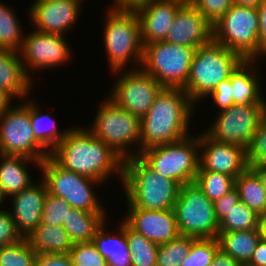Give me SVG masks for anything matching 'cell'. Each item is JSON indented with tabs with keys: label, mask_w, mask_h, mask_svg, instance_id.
<instances>
[{
	"label": "cell",
	"mask_w": 266,
	"mask_h": 266,
	"mask_svg": "<svg viewBox=\"0 0 266 266\" xmlns=\"http://www.w3.org/2000/svg\"><path fill=\"white\" fill-rule=\"evenodd\" d=\"M50 156L63 168L102 183L112 172L123 180L124 160L84 128H69Z\"/></svg>",
	"instance_id": "1"
},
{
	"label": "cell",
	"mask_w": 266,
	"mask_h": 266,
	"mask_svg": "<svg viewBox=\"0 0 266 266\" xmlns=\"http://www.w3.org/2000/svg\"><path fill=\"white\" fill-rule=\"evenodd\" d=\"M194 104L182 88H163L141 119L143 150L179 141L188 136Z\"/></svg>",
	"instance_id": "2"
},
{
	"label": "cell",
	"mask_w": 266,
	"mask_h": 266,
	"mask_svg": "<svg viewBox=\"0 0 266 266\" xmlns=\"http://www.w3.org/2000/svg\"><path fill=\"white\" fill-rule=\"evenodd\" d=\"M123 186L127 208L173 209L181 184L156 173L140 156L123 163Z\"/></svg>",
	"instance_id": "3"
},
{
	"label": "cell",
	"mask_w": 266,
	"mask_h": 266,
	"mask_svg": "<svg viewBox=\"0 0 266 266\" xmlns=\"http://www.w3.org/2000/svg\"><path fill=\"white\" fill-rule=\"evenodd\" d=\"M243 61L238 53L211 40L196 49L188 81L182 89L195 105L198 99L208 98L218 84L230 78Z\"/></svg>",
	"instance_id": "4"
},
{
	"label": "cell",
	"mask_w": 266,
	"mask_h": 266,
	"mask_svg": "<svg viewBox=\"0 0 266 266\" xmlns=\"http://www.w3.org/2000/svg\"><path fill=\"white\" fill-rule=\"evenodd\" d=\"M105 20L104 45L111 70L120 72L130 60L141 67L144 46L134 9L110 8Z\"/></svg>",
	"instance_id": "5"
},
{
	"label": "cell",
	"mask_w": 266,
	"mask_h": 266,
	"mask_svg": "<svg viewBox=\"0 0 266 266\" xmlns=\"http://www.w3.org/2000/svg\"><path fill=\"white\" fill-rule=\"evenodd\" d=\"M258 32L257 8L233 4L212 26V40L238 53L244 60H255L266 56L260 47Z\"/></svg>",
	"instance_id": "6"
},
{
	"label": "cell",
	"mask_w": 266,
	"mask_h": 266,
	"mask_svg": "<svg viewBox=\"0 0 266 266\" xmlns=\"http://www.w3.org/2000/svg\"><path fill=\"white\" fill-rule=\"evenodd\" d=\"M103 102L88 130L123 160L139 156L141 119L126 109L120 108L109 97ZM134 143L138 144V149H136L138 151H131V153L128 147Z\"/></svg>",
	"instance_id": "7"
},
{
	"label": "cell",
	"mask_w": 266,
	"mask_h": 266,
	"mask_svg": "<svg viewBox=\"0 0 266 266\" xmlns=\"http://www.w3.org/2000/svg\"><path fill=\"white\" fill-rule=\"evenodd\" d=\"M199 134L145 149L139 155L156 173L181 185L195 182L199 169Z\"/></svg>",
	"instance_id": "8"
},
{
	"label": "cell",
	"mask_w": 266,
	"mask_h": 266,
	"mask_svg": "<svg viewBox=\"0 0 266 266\" xmlns=\"http://www.w3.org/2000/svg\"><path fill=\"white\" fill-rule=\"evenodd\" d=\"M196 48L169 42L145 44L141 69L164 88H183Z\"/></svg>",
	"instance_id": "9"
},
{
	"label": "cell",
	"mask_w": 266,
	"mask_h": 266,
	"mask_svg": "<svg viewBox=\"0 0 266 266\" xmlns=\"http://www.w3.org/2000/svg\"><path fill=\"white\" fill-rule=\"evenodd\" d=\"M39 169L48 193L65 199L75 209L106 212L93 191L94 184L102 182L63 168L50 155L40 163Z\"/></svg>",
	"instance_id": "10"
},
{
	"label": "cell",
	"mask_w": 266,
	"mask_h": 266,
	"mask_svg": "<svg viewBox=\"0 0 266 266\" xmlns=\"http://www.w3.org/2000/svg\"><path fill=\"white\" fill-rule=\"evenodd\" d=\"M180 235L194 238H217L219 222L214 203L193 182L181 186L173 207Z\"/></svg>",
	"instance_id": "11"
},
{
	"label": "cell",
	"mask_w": 266,
	"mask_h": 266,
	"mask_svg": "<svg viewBox=\"0 0 266 266\" xmlns=\"http://www.w3.org/2000/svg\"><path fill=\"white\" fill-rule=\"evenodd\" d=\"M25 102L11 106L0 116V154L23 156L41 163L50 153L34 138L30 102Z\"/></svg>",
	"instance_id": "12"
},
{
	"label": "cell",
	"mask_w": 266,
	"mask_h": 266,
	"mask_svg": "<svg viewBox=\"0 0 266 266\" xmlns=\"http://www.w3.org/2000/svg\"><path fill=\"white\" fill-rule=\"evenodd\" d=\"M266 104H234L218 112L205 133L212 139L247 147L257 132Z\"/></svg>",
	"instance_id": "13"
},
{
	"label": "cell",
	"mask_w": 266,
	"mask_h": 266,
	"mask_svg": "<svg viewBox=\"0 0 266 266\" xmlns=\"http://www.w3.org/2000/svg\"><path fill=\"white\" fill-rule=\"evenodd\" d=\"M135 68H130L123 74L122 71L118 73L122 76L116 79L109 98L120 108L142 119L164 87L142 69Z\"/></svg>",
	"instance_id": "14"
},
{
	"label": "cell",
	"mask_w": 266,
	"mask_h": 266,
	"mask_svg": "<svg viewBox=\"0 0 266 266\" xmlns=\"http://www.w3.org/2000/svg\"><path fill=\"white\" fill-rule=\"evenodd\" d=\"M63 35L35 30L24 36L20 59L29 75L32 69H49L62 65L71 57V49ZM62 63V64H61ZM27 65V66H26Z\"/></svg>",
	"instance_id": "15"
},
{
	"label": "cell",
	"mask_w": 266,
	"mask_h": 266,
	"mask_svg": "<svg viewBox=\"0 0 266 266\" xmlns=\"http://www.w3.org/2000/svg\"><path fill=\"white\" fill-rule=\"evenodd\" d=\"M200 148L198 171L223 173L236 179L248 168L244 147L216 141L202 132L199 134Z\"/></svg>",
	"instance_id": "16"
},
{
	"label": "cell",
	"mask_w": 266,
	"mask_h": 266,
	"mask_svg": "<svg viewBox=\"0 0 266 266\" xmlns=\"http://www.w3.org/2000/svg\"><path fill=\"white\" fill-rule=\"evenodd\" d=\"M83 0H36L29 9L36 30L65 35L76 25Z\"/></svg>",
	"instance_id": "17"
},
{
	"label": "cell",
	"mask_w": 266,
	"mask_h": 266,
	"mask_svg": "<svg viewBox=\"0 0 266 266\" xmlns=\"http://www.w3.org/2000/svg\"><path fill=\"white\" fill-rule=\"evenodd\" d=\"M212 40V26L192 3H183L176 12L164 42L199 48Z\"/></svg>",
	"instance_id": "18"
},
{
	"label": "cell",
	"mask_w": 266,
	"mask_h": 266,
	"mask_svg": "<svg viewBox=\"0 0 266 266\" xmlns=\"http://www.w3.org/2000/svg\"><path fill=\"white\" fill-rule=\"evenodd\" d=\"M182 4L178 0H147L134 8L140 21L143 46L165 41L174 16Z\"/></svg>",
	"instance_id": "19"
},
{
	"label": "cell",
	"mask_w": 266,
	"mask_h": 266,
	"mask_svg": "<svg viewBox=\"0 0 266 266\" xmlns=\"http://www.w3.org/2000/svg\"><path fill=\"white\" fill-rule=\"evenodd\" d=\"M123 219L133 230L157 244L168 243L180 235L173 209L146 210L127 208Z\"/></svg>",
	"instance_id": "20"
},
{
	"label": "cell",
	"mask_w": 266,
	"mask_h": 266,
	"mask_svg": "<svg viewBox=\"0 0 266 266\" xmlns=\"http://www.w3.org/2000/svg\"><path fill=\"white\" fill-rule=\"evenodd\" d=\"M41 182V183H40ZM33 183L20 193L11 195L13 198L11 216L18 233L28 237L41 223L44 201L48 194L43 180Z\"/></svg>",
	"instance_id": "21"
},
{
	"label": "cell",
	"mask_w": 266,
	"mask_h": 266,
	"mask_svg": "<svg viewBox=\"0 0 266 266\" xmlns=\"http://www.w3.org/2000/svg\"><path fill=\"white\" fill-rule=\"evenodd\" d=\"M19 56V52L0 48V89L21 99L29 94L33 82Z\"/></svg>",
	"instance_id": "22"
},
{
	"label": "cell",
	"mask_w": 266,
	"mask_h": 266,
	"mask_svg": "<svg viewBox=\"0 0 266 266\" xmlns=\"http://www.w3.org/2000/svg\"><path fill=\"white\" fill-rule=\"evenodd\" d=\"M0 189L7 198L20 193L33 182L26 168L27 163H34L38 167L40 162L23 156L0 154ZM8 195V196H7Z\"/></svg>",
	"instance_id": "23"
},
{
	"label": "cell",
	"mask_w": 266,
	"mask_h": 266,
	"mask_svg": "<svg viewBox=\"0 0 266 266\" xmlns=\"http://www.w3.org/2000/svg\"><path fill=\"white\" fill-rule=\"evenodd\" d=\"M255 61L244 60L230 75L231 95L234 104H266L259 87L260 81L258 82L259 79L253 66Z\"/></svg>",
	"instance_id": "24"
},
{
	"label": "cell",
	"mask_w": 266,
	"mask_h": 266,
	"mask_svg": "<svg viewBox=\"0 0 266 266\" xmlns=\"http://www.w3.org/2000/svg\"><path fill=\"white\" fill-rule=\"evenodd\" d=\"M105 224L106 222L98 229L92 242L102 257L106 258L109 266H131V252L126 238V222L121 221L119 236H115V233L109 234L105 230Z\"/></svg>",
	"instance_id": "25"
},
{
	"label": "cell",
	"mask_w": 266,
	"mask_h": 266,
	"mask_svg": "<svg viewBox=\"0 0 266 266\" xmlns=\"http://www.w3.org/2000/svg\"><path fill=\"white\" fill-rule=\"evenodd\" d=\"M37 254L69 253L73 242L63 226L40 224L26 237Z\"/></svg>",
	"instance_id": "26"
},
{
	"label": "cell",
	"mask_w": 266,
	"mask_h": 266,
	"mask_svg": "<svg viewBox=\"0 0 266 266\" xmlns=\"http://www.w3.org/2000/svg\"><path fill=\"white\" fill-rule=\"evenodd\" d=\"M106 222V213L87 212L81 209L70 208L63 227L70 236L73 244L90 242L98 229Z\"/></svg>",
	"instance_id": "27"
},
{
	"label": "cell",
	"mask_w": 266,
	"mask_h": 266,
	"mask_svg": "<svg viewBox=\"0 0 266 266\" xmlns=\"http://www.w3.org/2000/svg\"><path fill=\"white\" fill-rule=\"evenodd\" d=\"M219 248L246 266L260 242L257 229L218 233Z\"/></svg>",
	"instance_id": "28"
},
{
	"label": "cell",
	"mask_w": 266,
	"mask_h": 266,
	"mask_svg": "<svg viewBox=\"0 0 266 266\" xmlns=\"http://www.w3.org/2000/svg\"><path fill=\"white\" fill-rule=\"evenodd\" d=\"M235 188L240 201L258 214L266 213V189L262 175L253 168H247L235 179Z\"/></svg>",
	"instance_id": "29"
},
{
	"label": "cell",
	"mask_w": 266,
	"mask_h": 266,
	"mask_svg": "<svg viewBox=\"0 0 266 266\" xmlns=\"http://www.w3.org/2000/svg\"><path fill=\"white\" fill-rule=\"evenodd\" d=\"M51 120V123H50ZM30 121L33 128L34 138L51 153L64 139L69 129L59 131L51 116L41 113L40 108L30 101ZM49 121V122H48Z\"/></svg>",
	"instance_id": "30"
},
{
	"label": "cell",
	"mask_w": 266,
	"mask_h": 266,
	"mask_svg": "<svg viewBox=\"0 0 266 266\" xmlns=\"http://www.w3.org/2000/svg\"><path fill=\"white\" fill-rule=\"evenodd\" d=\"M126 238L131 252V266H156L158 244L146 239L126 223Z\"/></svg>",
	"instance_id": "31"
},
{
	"label": "cell",
	"mask_w": 266,
	"mask_h": 266,
	"mask_svg": "<svg viewBox=\"0 0 266 266\" xmlns=\"http://www.w3.org/2000/svg\"><path fill=\"white\" fill-rule=\"evenodd\" d=\"M16 14L4 3H0V48L19 52L24 34Z\"/></svg>",
	"instance_id": "32"
},
{
	"label": "cell",
	"mask_w": 266,
	"mask_h": 266,
	"mask_svg": "<svg viewBox=\"0 0 266 266\" xmlns=\"http://www.w3.org/2000/svg\"><path fill=\"white\" fill-rule=\"evenodd\" d=\"M259 214L239 201L226 211L219 222V233L257 229Z\"/></svg>",
	"instance_id": "33"
},
{
	"label": "cell",
	"mask_w": 266,
	"mask_h": 266,
	"mask_svg": "<svg viewBox=\"0 0 266 266\" xmlns=\"http://www.w3.org/2000/svg\"><path fill=\"white\" fill-rule=\"evenodd\" d=\"M194 183L214 203L235 187V178L218 172L198 171Z\"/></svg>",
	"instance_id": "34"
},
{
	"label": "cell",
	"mask_w": 266,
	"mask_h": 266,
	"mask_svg": "<svg viewBox=\"0 0 266 266\" xmlns=\"http://www.w3.org/2000/svg\"><path fill=\"white\" fill-rule=\"evenodd\" d=\"M196 239L179 235L168 243L158 244L156 266H181Z\"/></svg>",
	"instance_id": "35"
},
{
	"label": "cell",
	"mask_w": 266,
	"mask_h": 266,
	"mask_svg": "<svg viewBox=\"0 0 266 266\" xmlns=\"http://www.w3.org/2000/svg\"><path fill=\"white\" fill-rule=\"evenodd\" d=\"M37 253L27 238L0 248V266H34Z\"/></svg>",
	"instance_id": "36"
},
{
	"label": "cell",
	"mask_w": 266,
	"mask_h": 266,
	"mask_svg": "<svg viewBox=\"0 0 266 266\" xmlns=\"http://www.w3.org/2000/svg\"><path fill=\"white\" fill-rule=\"evenodd\" d=\"M218 249L217 238L196 239L181 266H210Z\"/></svg>",
	"instance_id": "37"
},
{
	"label": "cell",
	"mask_w": 266,
	"mask_h": 266,
	"mask_svg": "<svg viewBox=\"0 0 266 266\" xmlns=\"http://www.w3.org/2000/svg\"><path fill=\"white\" fill-rule=\"evenodd\" d=\"M246 152L249 168L266 167V111L262 114L257 132Z\"/></svg>",
	"instance_id": "38"
},
{
	"label": "cell",
	"mask_w": 266,
	"mask_h": 266,
	"mask_svg": "<svg viewBox=\"0 0 266 266\" xmlns=\"http://www.w3.org/2000/svg\"><path fill=\"white\" fill-rule=\"evenodd\" d=\"M69 255L73 266H109L92 241L73 244Z\"/></svg>",
	"instance_id": "39"
},
{
	"label": "cell",
	"mask_w": 266,
	"mask_h": 266,
	"mask_svg": "<svg viewBox=\"0 0 266 266\" xmlns=\"http://www.w3.org/2000/svg\"><path fill=\"white\" fill-rule=\"evenodd\" d=\"M70 208L71 206L65 199L48 193L44 201L40 224L62 226L63 223H66V217Z\"/></svg>",
	"instance_id": "40"
},
{
	"label": "cell",
	"mask_w": 266,
	"mask_h": 266,
	"mask_svg": "<svg viewBox=\"0 0 266 266\" xmlns=\"http://www.w3.org/2000/svg\"><path fill=\"white\" fill-rule=\"evenodd\" d=\"M192 4L213 26L233 5V0H193Z\"/></svg>",
	"instance_id": "41"
},
{
	"label": "cell",
	"mask_w": 266,
	"mask_h": 266,
	"mask_svg": "<svg viewBox=\"0 0 266 266\" xmlns=\"http://www.w3.org/2000/svg\"><path fill=\"white\" fill-rule=\"evenodd\" d=\"M22 238L16 229L11 211L0 209V248L17 243Z\"/></svg>",
	"instance_id": "42"
},
{
	"label": "cell",
	"mask_w": 266,
	"mask_h": 266,
	"mask_svg": "<svg viewBox=\"0 0 266 266\" xmlns=\"http://www.w3.org/2000/svg\"><path fill=\"white\" fill-rule=\"evenodd\" d=\"M231 89L232 86L230 78H228L218 84L214 91L208 96L212 97L214 103L219 107L220 111L234 105Z\"/></svg>",
	"instance_id": "43"
},
{
	"label": "cell",
	"mask_w": 266,
	"mask_h": 266,
	"mask_svg": "<svg viewBox=\"0 0 266 266\" xmlns=\"http://www.w3.org/2000/svg\"><path fill=\"white\" fill-rule=\"evenodd\" d=\"M240 201L237 189L234 187L224 196L219 198L214 202V210L217 221L220 222L225 216L226 211L231 207L236 205Z\"/></svg>",
	"instance_id": "44"
},
{
	"label": "cell",
	"mask_w": 266,
	"mask_h": 266,
	"mask_svg": "<svg viewBox=\"0 0 266 266\" xmlns=\"http://www.w3.org/2000/svg\"><path fill=\"white\" fill-rule=\"evenodd\" d=\"M34 266H73L69 253L37 254Z\"/></svg>",
	"instance_id": "45"
},
{
	"label": "cell",
	"mask_w": 266,
	"mask_h": 266,
	"mask_svg": "<svg viewBox=\"0 0 266 266\" xmlns=\"http://www.w3.org/2000/svg\"><path fill=\"white\" fill-rule=\"evenodd\" d=\"M259 17L258 38L261 49L266 53V0L257 7Z\"/></svg>",
	"instance_id": "46"
},
{
	"label": "cell",
	"mask_w": 266,
	"mask_h": 266,
	"mask_svg": "<svg viewBox=\"0 0 266 266\" xmlns=\"http://www.w3.org/2000/svg\"><path fill=\"white\" fill-rule=\"evenodd\" d=\"M210 266H243V265L219 248L216 251L212 264Z\"/></svg>",
	"instance_id": "47"
},
{
	"label": "cell",
	"mask_w": 266,
	"mask_h": 266,
	"mask_svg": "<svg viewBox=\"0 0 266 266\" xmlns=\"http://www.w3.org/2000/svg\"><path fill=\"white\" fill-rule=\"evenodd\" d=\"M246 266H266V243L260 241Z\"/></svg>",
	"instance_id": "48"
},
{
	"label": "cell",
	"mask_w": 266,
	"mask_h": 266,
	"mask_svg": "<svg viewBox=\"0 0 266 266\" xmlns=\"http://www.w3.org/2000/svg\"><path fill=\"white\" fill-rule=\"evenodd\" d=\"M114 5L111 8L115 9H134L140 4L145 3L147 0H113Z\"/></svg>",
	"instance_id": "49"
},
{
	"label": "cell",
	"mask_w": 266,
	"mask_h": 266,
	"mask_svg": "<svg viewBox=\"0 0 266 266\" xmlns=\"http://www.w3.org/2000/svg\"><path fill=\"white\" fill-rule=\"evenodd\" d=\"M12 98L13 97L5 90L0 89V116L11 107L12 104H10V102L12 101Z\"/></svg>",
	"instance_id": "50"
},
{
	"label": "cell",
	"mask_w": 266,
	"mask_h": 266,
	"mask_svg": "<svg viewBox=\"0 0 266 266\" xmlns=\"http://www.w3.org/2000/svg\"><path fill=\"white\" fill-rule=\"evenodd\" d=\"M257 231L260 241L266 243V213L259 214Z\"/></svg>",
	"instance_id": "51"
},
{
	"label": "cell",
	"mask_w": 266,
	"mask_h": 266,
	"mask_svg": "<svg viewBox=\"0 0 266 266\" xmlns=\"http://www.w3.org/2000/svg\"><path fill=\"white\" fill-rule=\"evenodd\" d=\"M263 0H233L234 5L257 8Z\"/></svg>",
	"instance_id": "52"
},
{
	"label": "cell",
	"mask_w": 266,
	"mask_h": 266,
	"mask_svg": "<svg viewBox=\"0 0 266 266\" xmlns=\"http://www.w3.org/2000/svg\"><path fill=\"white\" fill-rule=\"evenodd\" d=\"M261 175L263 179V183L266 189V167H260L256 169Z\"/></svg>",
	"instance_id": "53"
},
{
	"label": "cell",
	"mask_w": 266,
	"mask_h": 266,
	"mask_svg": "<svg viewBox=\"0 0 266 266\" xmlns=\"http://www.w3.org/2000/svg\"><path fill=\"white\" fill-rule=\"evenodd\" d=\"M5 196L2 193V190L0 189V205H2L1 203L4 202Z\"/></svg>",
	"instance_id": "54"
},
{
	"label": "cell",
	"mask_w": 266,
	"mask_h": 266,
	"mask_svg": "<svg viewBox=\"0 0 266 266\" xmlns=\"http://www.w3.org/2000/svg\"><path fill=\"white\" fill-rule=\"evenodd\" d=\"M181 3H192L193 0H178Z\"/></svg>",
	"instance_id": "55"
}]
</instances>
